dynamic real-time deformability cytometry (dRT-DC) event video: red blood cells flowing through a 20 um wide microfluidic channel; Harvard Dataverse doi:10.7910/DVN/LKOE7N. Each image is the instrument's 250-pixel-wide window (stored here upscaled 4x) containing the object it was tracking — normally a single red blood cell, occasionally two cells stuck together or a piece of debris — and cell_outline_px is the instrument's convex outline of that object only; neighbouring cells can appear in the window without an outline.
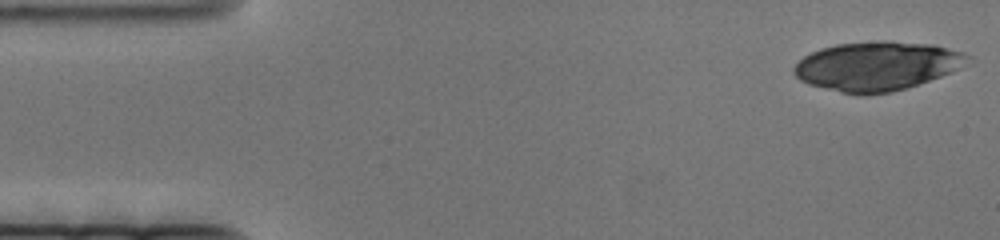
{"species": "human", "species_latin": "Homo sapiens", "temperature_condition": "cold", "stored_images_in_passage": 76, "camera_frame_rate_fps": 3000, "um_per_image_px": 0.085, "donor": {"sex": "female"}, "frame": {"image": 1, "passage_image": 1, "time_ms": 0.0, "image_size_px": [1000, 240], "cell_outline_px": [[972, 56], [960, 68], [952, 72], [908, 88], [892, 92], [864, 96], [856, 96], [808, 84], [800, 80], [792, 72], [792, 68], [804, 56], [820, 48], [836, 44], [880, 40], [884, 40], [932, 44], [964, 52]], "centroid_in_image_um": [74.54, 5.62], "position_along_channel_um": 10.5, "area_um2": 50.17}}